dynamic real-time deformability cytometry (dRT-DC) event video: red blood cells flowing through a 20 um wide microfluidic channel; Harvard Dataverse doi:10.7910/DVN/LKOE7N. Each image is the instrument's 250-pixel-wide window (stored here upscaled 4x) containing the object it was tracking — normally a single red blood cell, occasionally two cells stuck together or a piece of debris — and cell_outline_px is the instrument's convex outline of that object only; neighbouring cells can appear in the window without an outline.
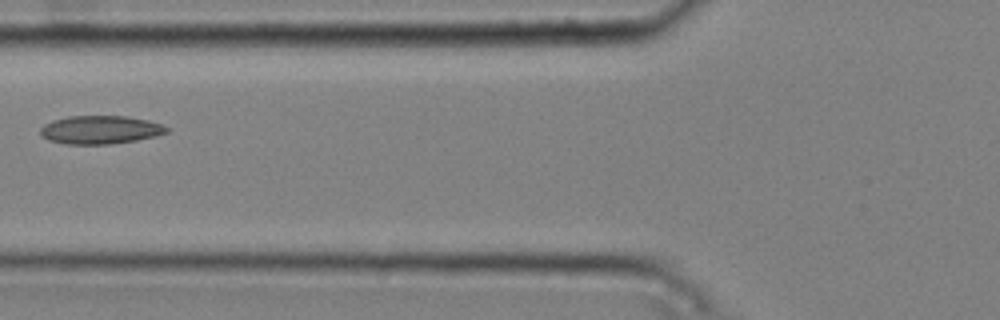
{"species": "common noctule bat (a hibernating species)", "species_latin": "Nyctalus noctula", "temperature_condition": "cold", "stored_images_in_passage": 7, "camera_frame_rate_fps": 3000, "um_per_image_px": 0.085, "animal": {"sex": "male", "body_mass_g": 20.4}, "frame": {"image": 1, "passage_image": 6, "time_ms": 1.667, "image_size_px": [1000, 320], "cell_outline_px": [[168, 132], [156, 136], [136, 140], [112, 144], [68, 144], [48, 140], [40, 136], [40, 128], [44, 124], [52, 120], [68, 116], [124, 116], [148, 120], [160, 124], [168, 128]], "centroid_in_image_um": [8.49, 11.03], "position_along_channel_um": 117.3, "area_um2": 20.87}}
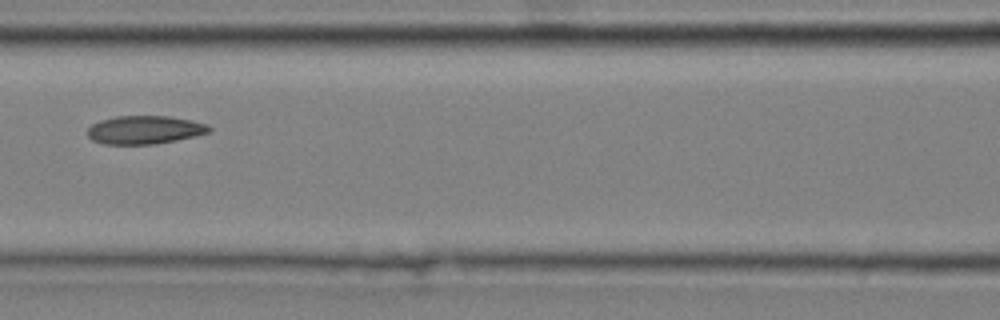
{"frame": {"image": 2, "passage_image": 7, "time_ms": 2.0, "image_size_px": [1000, 320], "cell_outline_px": [[212, 132], [196, 136], [156, 144], [104, 144], [92, 140], [88, 136], [88, 128], [92, 124], [100, 120], [116, 116], [168, 116], [192, 120], [208, 124], [212, 128]], "centroid_in_image_um": [12.33, 11.03], "position_along_channel_um": 154.3, "area_um2": 20.23}}